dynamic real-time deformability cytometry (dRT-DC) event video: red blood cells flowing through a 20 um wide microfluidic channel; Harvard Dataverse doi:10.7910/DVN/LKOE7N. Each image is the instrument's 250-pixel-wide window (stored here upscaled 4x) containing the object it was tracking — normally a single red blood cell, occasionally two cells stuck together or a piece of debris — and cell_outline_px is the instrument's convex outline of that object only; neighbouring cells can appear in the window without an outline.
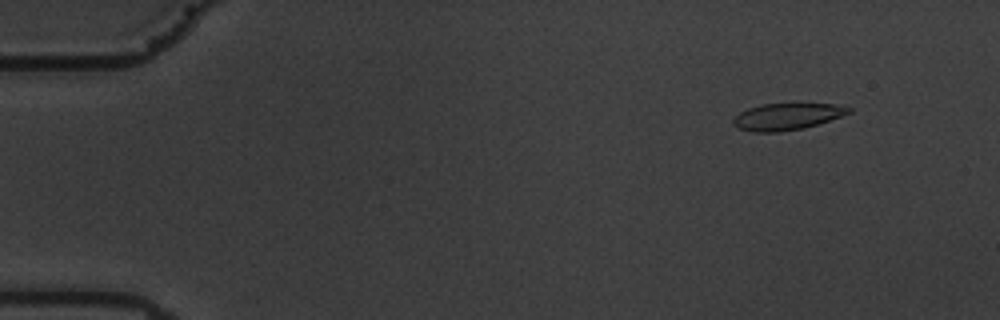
{"species": "common noctule bat (a hibernating species)", "species_latin": "Nyctalus noctula", "temperature_condition": "warm", "stored_images_in_passage": 58, "camera_frame_rate_fps": 3000, "um_per_image_px": 0.085, "animal": {"sex": "male", "body_mass_g": 19.5, "forearm_length_mm": 54.6}, "frame": {"image": 1, "passage_image": 6, "time_ms": 1.667, "image_size_px": [1000, 320], "cell_outline_px": [[852, 112], [804, 128], [776, 132], [756, 132], [740, 128], [732, 124], [732, 120], [740, 112], [748, 108], [760, 104], [796, 100], [836, 104], [852, 108]], "centroid_in_image_um": [66.93, 9.83], "position_along_channel_um": 18.1, "area_um2": 18.79}}
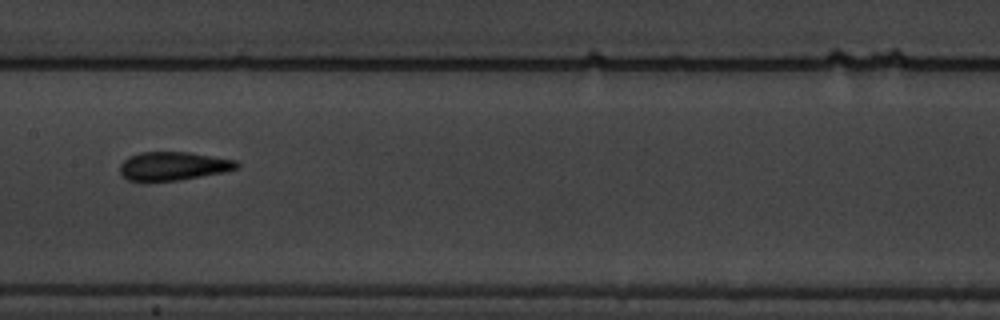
{"frame": {"image": 2, "passage_image": 30, "time_ms": 9.667, "image_size_px": [1000, 320], "cell_outline_px": [[240, 168], [224, 172], [180, 180], [148, 184], [128, 180], [120, 172], [120, 164], [128, 156], [140, 152], [188, 152], [236, 160], [240, 164]], "centroid_in_image_um": [14.69, 14.15], "position_along_channel_um": 192.7, "area_um2": 20.06}}
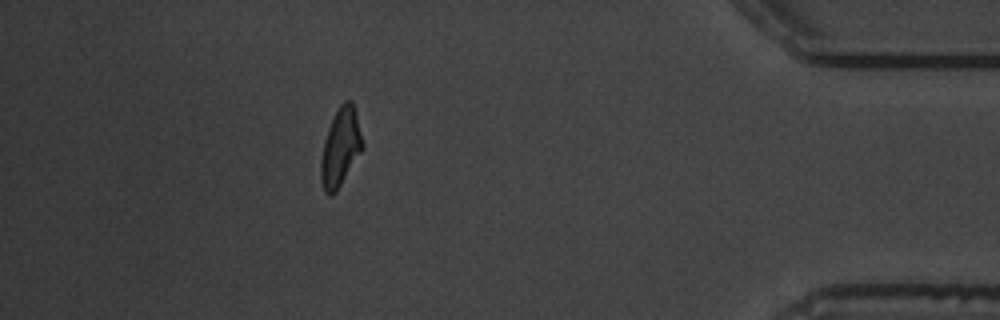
{"frame": {"image": 3, "passage_image": 52, "time_ms": 17.0, "image_size_px": [1000, 320], "cell_outline_px": [[364, 148], [336, 192], [332, 196], [328, 196], [324, 192], [320, 180], [320, 160], [324, 140], [328, 128], [340, 104], [344, 100], [352, 100], [356, 112], [364, 144]], "centroid_in_image_um": [28.94, 12.55], "position_along_channel_um": 406.3, "area_um2": 19.19}, "authors_computed_cell_mechanics": {"area_um2": 19.2474, "velocity_mm_per_s": 3.5292, "shape_relaxation_time_tau1_ms": 7.2743, "shape_relaxation_time_tau2_ms": 2.1085, "deformation_change_tau1": 0.2211, "deformation_change_tau2": 0.1013}}